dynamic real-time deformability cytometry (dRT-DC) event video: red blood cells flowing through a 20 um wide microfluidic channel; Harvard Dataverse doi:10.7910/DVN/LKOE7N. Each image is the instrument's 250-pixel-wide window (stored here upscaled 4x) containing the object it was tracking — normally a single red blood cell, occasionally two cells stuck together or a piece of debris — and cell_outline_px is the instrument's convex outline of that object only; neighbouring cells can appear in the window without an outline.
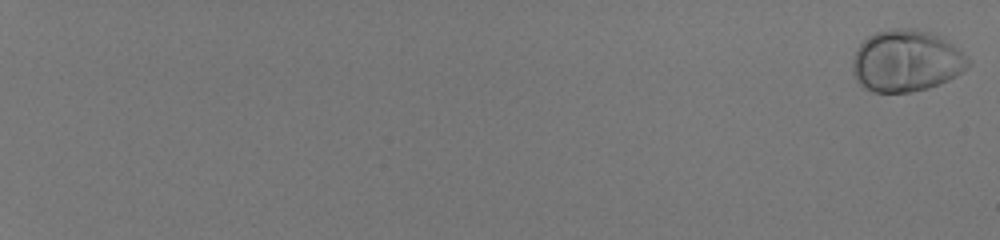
{"species": "human", "species_latin": "Homo sapiens", "temperature_condition": "room temperature", "stored_images_in_passage": 57, "camera_frame_rate_fps": 3000, "um_per_image_px": 0.085, "donor": {"sex": "male"}, "frame": {"image": 1, "passage_image": 1, "time_ms": 0.0, "image_size_px": [1000, 240], "cell_outline_px": [[968, 64], [956, 76], [948, 80], [928, 88], [912, 92], [872, 92], [864, 88], [856, 80], [852, 68], [852, 64], [856, 52], [860, 44], [868, 36], [876, 32], [896, 28], [908, 28], [932, 32], [940, 36], [960, 52], [968, 60]], "centroid_in_image_um": [76.98, 5.18], "position_along_channel_um": 8.0, "area_um2": 41.04}}
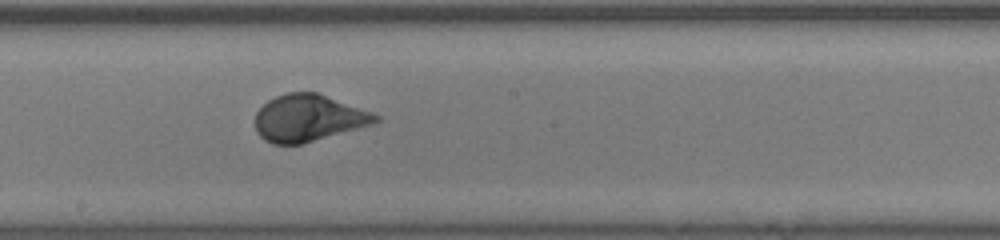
{"frame": {"image": 2, "passage_image": 38, "time_ms": 12.333, "image_size_px": [1000, 240], "cell_outline_px": [[380, 120], [376, 124], [300, 144], [272, 144], [264, 140], [256, 132], [256, 112], [268, 100], [276, 96], [288, 92], [316, 92], [372, 112], [380, 116]], "centroid_in_image_um": [26.23, 10.04], "position_along_channel_um": 222.0, "area_um2": 32.83}}
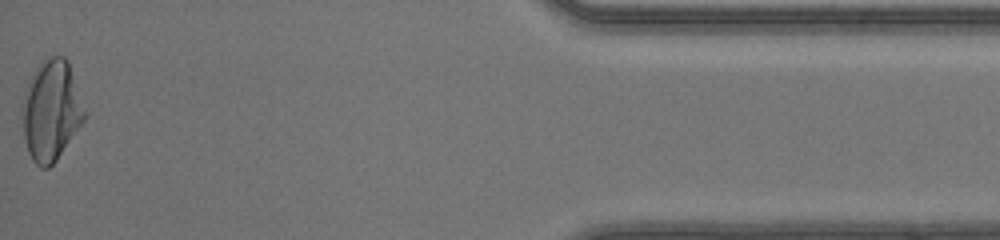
{"frame": {"image": 3, "passage_image": 57, "time_ms": 18.667, "image_size_px": [1000, 240], "cell_outline_px": [[88, 116], [56, 160], [48, 168], [40, 168], [32, 160], [28, 152], [24, 140], [20, 112], [20, 104], [28, 84], [36, 68], [40, 64], [52, 56], [64, 56], [68, 60], [88, 112]], "centroid_in_image_um": [4.36, 9.41], "position_along_channel_um": 430.8, "area_um2": 37.05}, "authors_computed_cell_mechanics": {"area_um2": 34.3332, "velocity_mm_per_s": 4.1495, "shape_relaxation_time_tau1_ms": 2.614, "shape_relaxation_time_tau2_ms": null, "deformation_change_tau1": 0.1715, "deformation_change_tau2": null}}